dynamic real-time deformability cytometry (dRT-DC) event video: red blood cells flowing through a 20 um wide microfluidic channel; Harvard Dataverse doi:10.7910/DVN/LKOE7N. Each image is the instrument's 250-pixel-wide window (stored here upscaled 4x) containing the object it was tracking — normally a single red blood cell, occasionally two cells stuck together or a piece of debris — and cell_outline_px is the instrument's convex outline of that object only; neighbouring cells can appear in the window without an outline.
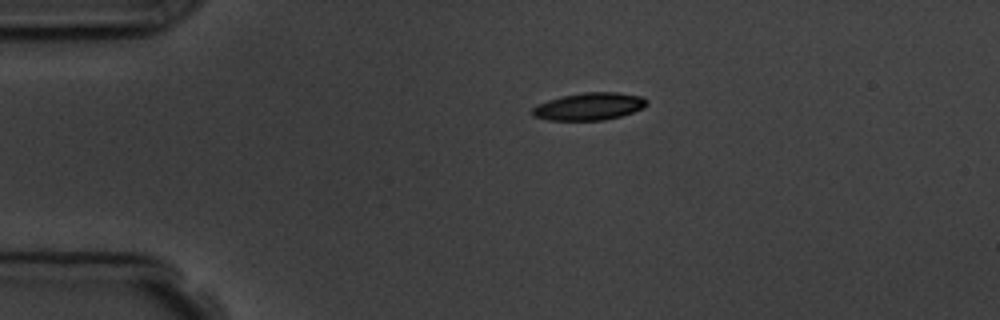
{"species": "common noctule bat (a hibernating species)", "species_latin": "Nyctalus noctula", "temperature_condition": "room temperature", "stored_images_in_passage": 2, "camera_frame_rate_fps": 3000, "um_per_image_px": 0.085, "animal": {"sex": "male", "body_mass_g": 19.5, "forearm_length_mm": 54.6}, "frame": {"image": 1, "passage_image": 1, "time_ms": 0.0, "image_size_px": [1000, 320], "cell_outline_px": [[648, 104], [644, 108], [620, 116], [604, 120], [548, 120], [532, 116], [532, 108], [536, 104], [560, 96], [584, 92], [616, 92], [640, 96], [648, 100]], "centroid_in_image_um": [50.06, 9.04], "position_along_channel_um": 34.9, "area_um2": 18.38}}